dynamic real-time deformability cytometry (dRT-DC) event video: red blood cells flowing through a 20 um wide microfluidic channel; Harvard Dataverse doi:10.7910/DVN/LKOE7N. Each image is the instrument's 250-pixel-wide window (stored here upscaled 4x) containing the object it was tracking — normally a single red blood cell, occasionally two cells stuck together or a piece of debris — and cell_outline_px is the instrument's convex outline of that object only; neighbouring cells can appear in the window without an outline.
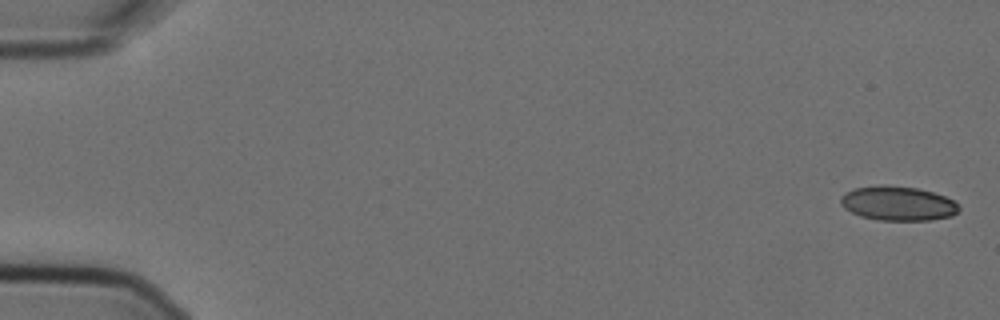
{"species": "Egyptian fruit bat (a non-hibernating species)", "species_latin": "Rousettus aegyptiacus", "temperature_condition": "cold", "stored_images_in_passage": 5, "camera_frame_rate_fps": 3000, "um_per_image_px": 0.085, "animal": {"sex": "female"}, "frame": {"image": 1, "passage_image": 1, "time_ms": 0.0, "image_size_px": [1000, 320], "cell_outline_px": [[960, 208], [952, 216], [932, 220], [880, 220], [860, 216], [844, 208], [840, 204], [840, 196], [844, 192], [856, 188], [880, 184], [884, 184], [916, 188], [932, 192], [944, 196], [952, 200]], "centroid_in_image_um": [76.28, 17.28], "position_along_channel_um": 8.7, "area_um2": 23.7}}
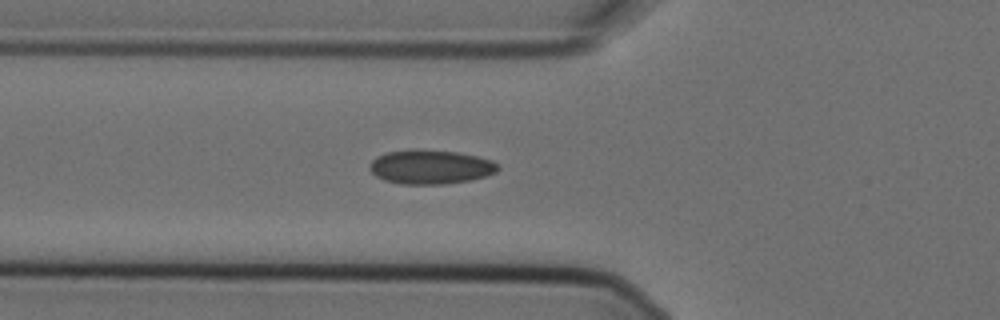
{"frame": {"image": 2, "passage_image": 5, "time_ms": 1.333, "image_size_px": [1000, 320], "cell_outline_px": [[500, 168], [496, 172], [488, 176], [468, 180], [444, 184], [400, 184], [384, 180], [376, 176], [368, 168], [372, 160], [376, 156], [388, 152], [412, 148], [456, 152], [476, 156], [492, 160]], "centroid_in_image_um": [36.57, 14.18], "position_along_channel_um": 89.2, "area_um2": 25.66}}